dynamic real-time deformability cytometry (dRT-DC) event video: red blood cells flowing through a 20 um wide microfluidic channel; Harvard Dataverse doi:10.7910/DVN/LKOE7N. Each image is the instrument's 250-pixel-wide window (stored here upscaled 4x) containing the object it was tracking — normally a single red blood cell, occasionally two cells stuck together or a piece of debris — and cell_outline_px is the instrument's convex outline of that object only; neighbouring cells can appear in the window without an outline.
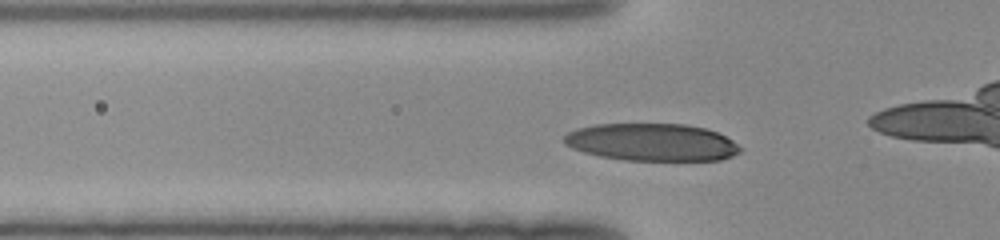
{"species": "human", "species_latin": "Homo sapiens", "temperature_condition": "room temperature", "stored_images_in_passage": 39, "camera_frame_rate_fps": 3000, "um_per_image_px": 0.085, "donor": {"sex": "female"}, "frame": {"image": 1, "passage_image": 13, "time_ms": 4.0, "image_size_px": [1000, 240], "cell_outline_px": [[744, 148], [740, 152], [732, 156], [720, 160], [624, 160], [600, 156], [584, 152], [572, 148], [564, 144], [564, 136], [568, 132], [576, 128], [596, 124], [684, 124], [704, 128], [716, 132], [732, 140]], "centroid_in_image_um": [55.41, 12.09], "position_along_channel_um": 70.4, "area_um2": 38.44}}
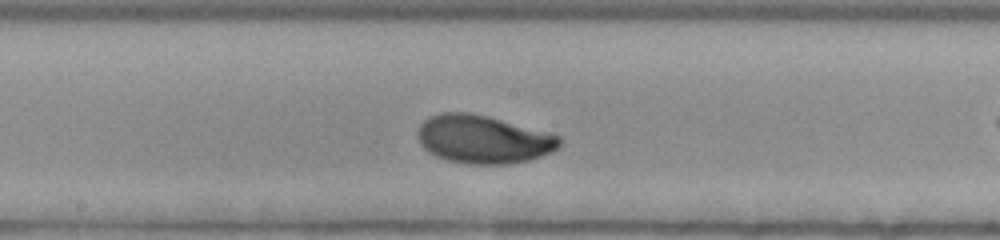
{"frame": {"image": 2, "passage_image": 23, "time_ms": 7.333, "image_size_px": [1000, 240], "cell_outline_px": [[560, 148], [552, 152], [528, 160], [508, 164], [464, 164], [448, 160], [436, 156], [428, 152], [420, 144], [416, 136], [416, 132], [420, 124], [428, 116], [440, 112], [468, 112], [552, 132], [560, 136]], "centroid_in_image_um": [41.06, 11.84], "position_along_channel_um": 207.1, "area_um2": 40.23}}
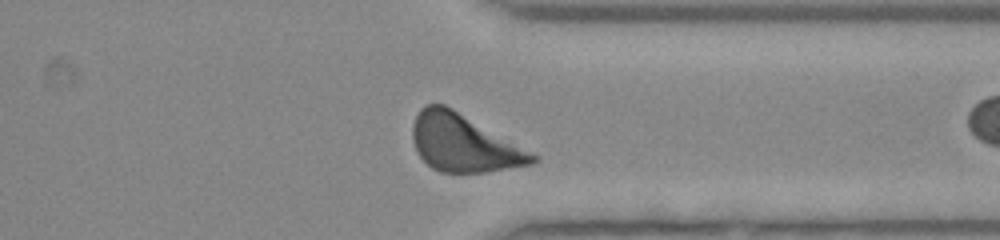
{"frame": {"image": 3, "passage_image": 35, "time_ms": 11.333, "image_size_px": [1000, 240], "cell_outline_px": [[540, 160], [532, 164], [488, 172], [440, 172], [432, 168], [416, 152], [412, 140], [412, 124], [420, 108], [428, 104], [444, 104], [452, 108], [540, 156]], "centroid_in_image_um": [39.42, 12.17], "position_along_channel_um": 372.0, "area_um2": 40.06}}